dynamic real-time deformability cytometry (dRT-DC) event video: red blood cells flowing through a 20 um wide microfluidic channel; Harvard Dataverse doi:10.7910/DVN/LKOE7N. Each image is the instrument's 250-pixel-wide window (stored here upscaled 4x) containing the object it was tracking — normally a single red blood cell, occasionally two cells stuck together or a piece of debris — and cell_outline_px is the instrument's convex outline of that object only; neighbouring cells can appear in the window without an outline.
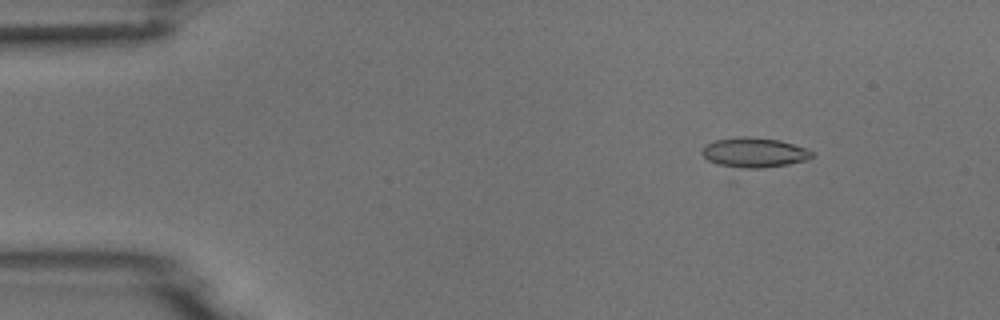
{"species": "common noctule bat (a hibernating species)", "species_latin": "Nyctalus noctula", "temperature_condition": "room temperature", "stored_images_in_passage": 50, "camera_frame_rate_fps": 3000, "um_per_image_px": 0.085, "animal": {"sex": "male", "body_mass_g": 18.8}, "frame": {"image": 1, "passage_image": 4, "time_ms": 1.0, "image_size_px": [1000, 320], "cell_outline_px": [[812, 156], [804, 160], [732, 184], [700, 152], [704, 144], [716, 140], [744, 136], [748, 136], [780, 140], [804, 148], [812, 152]], "centroid_in_image_um": [63.88, 13.28], "position_along_channel_um": 21.1, "area_um2": 23.47}}
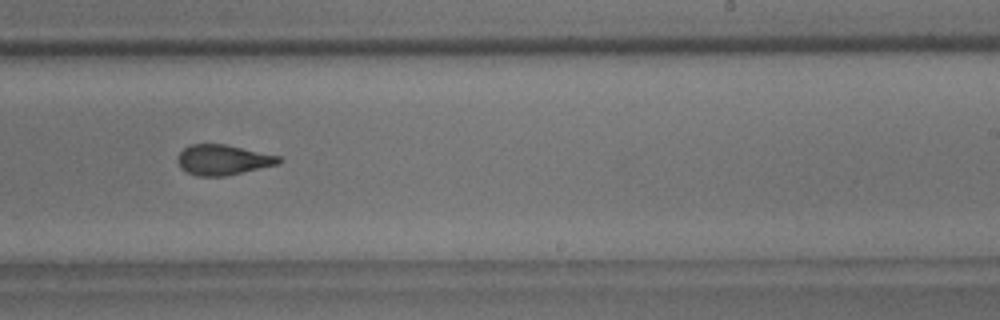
{"frame": {"image": 2, "passage_image": 30, "time_ms": 9.667, "image_size_px": [1000, 320], "cell_outline_px": [[284, 160], [280, 164], [224, 176], [196, 176], [180, 168], [176, 160], [176, 156], [184, 148], [192, 144], [224, 144], [280, 156]], "centroid_in_image_um": [18.95, 13.59], "position_along_channel_um": 270.1, "area_um2": 17.92}}
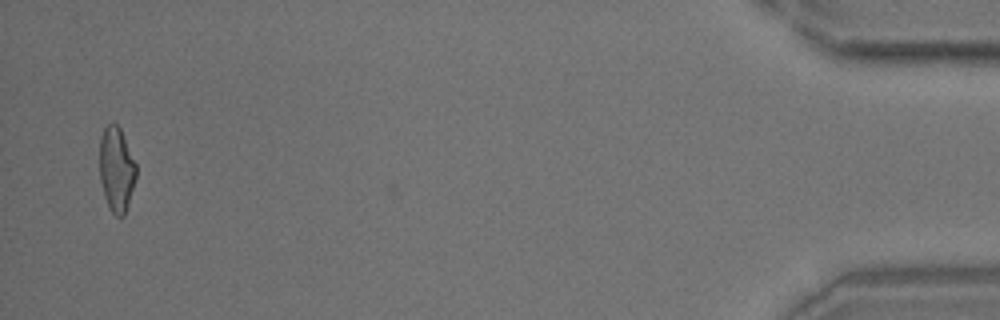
{"frame": {"image": 3, "passage_image": 49, "time_ms": 16.0, "image_size_px": [1000, 320], "cell_outline_px": [[136, 180], [124, 216], [116, 216], [108, 208], [104, 196], [100, 180], [100, 136], [104, 128], [108, 124], [116, 124], [120, 128], [136, 164]], "centroid_in_image_um": [9.9, 14.42], "position_along_channel_um": 425.3, "area_um2": 18.03}}